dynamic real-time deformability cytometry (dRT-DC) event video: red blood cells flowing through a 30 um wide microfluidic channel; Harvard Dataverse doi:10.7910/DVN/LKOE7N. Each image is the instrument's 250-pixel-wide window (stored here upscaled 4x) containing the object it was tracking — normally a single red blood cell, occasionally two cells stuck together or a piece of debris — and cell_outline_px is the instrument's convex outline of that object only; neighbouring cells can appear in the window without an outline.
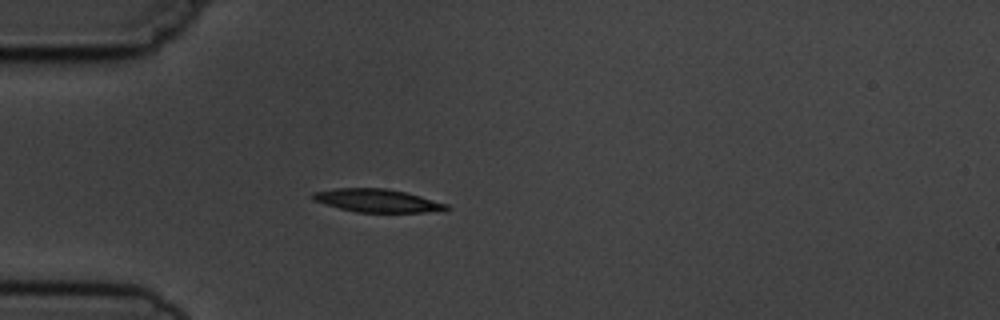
{"species": "common noctule bat (a hibernating species)", "species_latin": "Nyctalus noctula", "temperature_condition": "cold", "stored_images_in_passage": 4, "camera_frame_rate_fps": 3000, "um_per_image_px": 0.085, "animal": {"sex": "male", "body_mass_g": 19.5, "forearm_length_mm": 54.6}, "frame": {"image": 1, "passage_image": 4, "time_ms": 3.667, "image_size_px": [1000, 320], "cell_outline_px": [[452, 208], [424, 212], [356, 212], [340, 208], [312, 200], [312, 192], [336, 188], [384, 188], [404, 192], [420, 196], [448, 204]], "centroid_in_image_um": [32.03, 17.04], "position_along_channel_um": 53.0, "area_um2": 17.74}}